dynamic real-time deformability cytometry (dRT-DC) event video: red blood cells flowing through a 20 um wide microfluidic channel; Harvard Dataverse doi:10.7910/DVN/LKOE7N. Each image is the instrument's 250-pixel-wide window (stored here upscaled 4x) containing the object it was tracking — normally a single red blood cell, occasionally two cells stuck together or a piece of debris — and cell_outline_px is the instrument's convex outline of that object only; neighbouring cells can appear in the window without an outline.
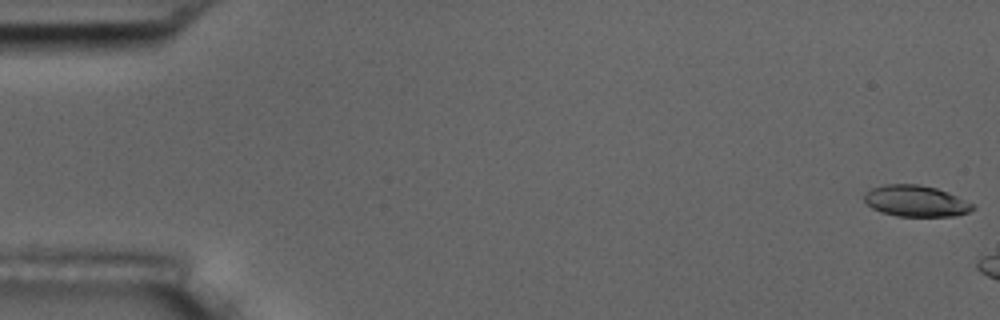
{"species": "common noctule bat (a hibernating species)", "species_latin": "Nyctalus noctula", "temperature_condition": "room temperature", "stored_images_in_passage": 3, "camera_frame_rate_fps": 3000, "um_per_image_px": 0.085, "animal": {"sex": "male", "body_mass_g": 17.5, "forearm_length_mm": 52.3}, "frame": {"image": 1, "passage_image": 1, "time_ms": 0.0, "image_size_px": [1000, 320], "cell_outline_px": [[976, 208], [968, 212], [956, 216], [896, 216], [880, 212], [872, 208], [864, 200], [864, 192], [872, 188], [888, 184], [920, 184], [936, 188], [948, 192], [972, 204]], "centroid_in_image_um": [77.82, 17.09], "position_along_channel_um": 7.2, "area_um2": 19.71}}